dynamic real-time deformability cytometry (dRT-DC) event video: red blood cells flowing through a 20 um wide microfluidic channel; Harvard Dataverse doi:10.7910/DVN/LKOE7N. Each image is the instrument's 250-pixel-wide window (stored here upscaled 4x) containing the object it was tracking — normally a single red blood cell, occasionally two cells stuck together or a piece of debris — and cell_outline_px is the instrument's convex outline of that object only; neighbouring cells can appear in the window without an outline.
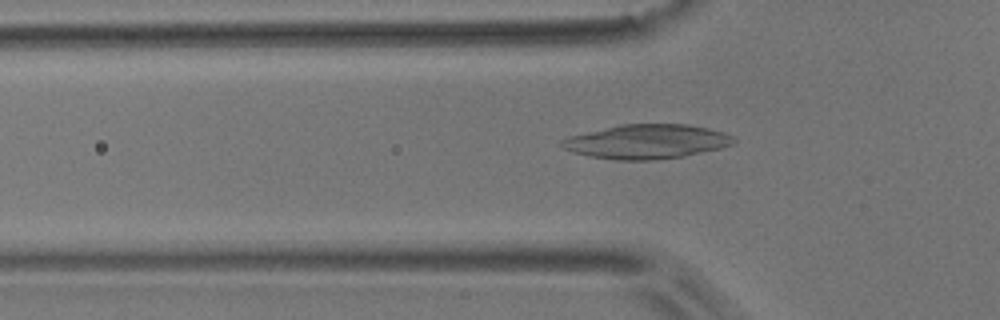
{"species": "common noctule bat (a hibernating species)", "species_latin": "Nyctalus noctula", "temperature_condition": "room temperature", "stored_images_in_passage": 53, "camera_frame_rate_fps": 3000, "um_per_image_px": 0.085, "animal": {"sex": "male", "body_mass_g": 17.9}, "frame": {"image": 1, "passage_image": 17, "time_ms": 5.333, "image_size_px": [1000, 320], "cell_outline_px": [[736, 140], [732, 144], [720, 148], [684, 156], [656, 160], [616, 160], [592, 156], [572, 152], [564, 148], [560, 144], [560, 140], [568, 136], [620, 124], [688, 124], [708, 128], [724, 132], [736, 136]], "centroid_in_image_um": [54.99, 12.03], "position_along_channel_um": 70.8, "area_um2": 34.45}}
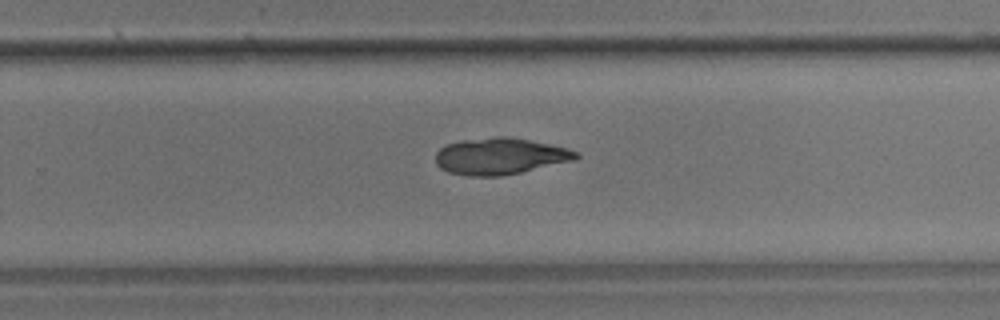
{"frame": {"image": 2, "passage_image": 34, "time_ms": 11.0, "image_size_px": [1000, 320], "cell_outline_px": [[580, 156], [576, 160], [520, 172], [500, 176], [472, 176], [448, 172], [440, 168], [436, 164], [436, 152], [444, 144], [460, 140], [492, 136], [508, 136], [568, 148], [580, 152]], "centroid_in_image_um": [42.5, 13.26], "position_along_channel_um": 287.3, "area_um2": 30.11}}
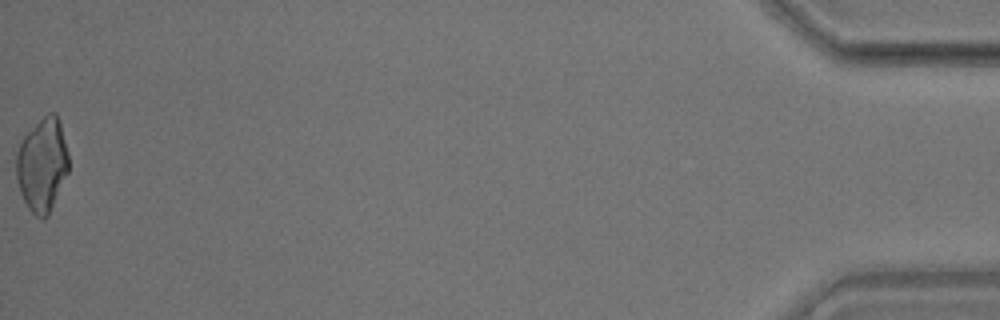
{"frame": {"image": 3, "passage_image": 53, "time_ms": 17.333, "image_size_px": [1000, 320], "cell_outline_px": [[68, 172], [48, 216], [44, 220], [36, 216], [28, 208], [20, 192], [16, 176], [16, 152], [24, 136], [48, 112], [56, 112], [60, 120], [68, 152]], "centroid_in_image_um": [3.6, 14.01], "position_along_channel_um": 431.6, "area_um2": 28.55}}